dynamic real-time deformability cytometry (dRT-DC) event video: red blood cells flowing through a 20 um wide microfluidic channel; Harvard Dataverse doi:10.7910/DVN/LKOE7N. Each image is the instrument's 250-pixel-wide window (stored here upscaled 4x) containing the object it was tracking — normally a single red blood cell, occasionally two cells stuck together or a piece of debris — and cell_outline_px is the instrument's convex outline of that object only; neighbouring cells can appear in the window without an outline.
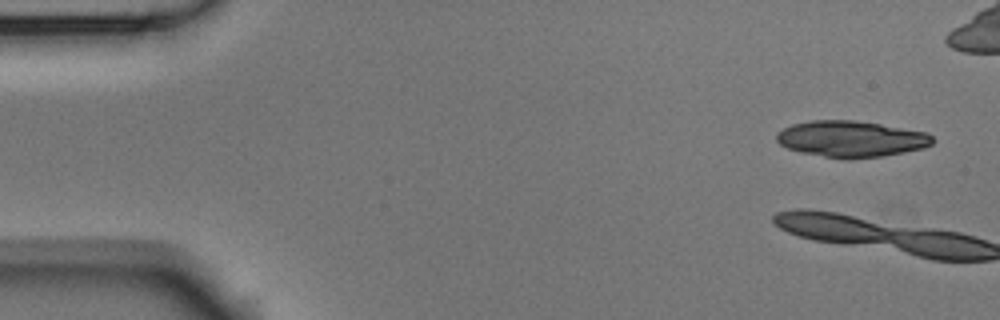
{"species": "Egyptian fruit bat (a non-hibernating species)", "species_latin": "Rousettus aegyptiacus", "temperature_condition": "room temperature", "stored_images_in_passage": 4, "camera_frame_rate_fps": 3000, "um_per_image_px": 0.085, "animal": {"sex": "male"}, "frame": {"image": 1, "passage_image": 1, "time_ms": 0.0, "image_size_px": [1000, 320], "cell_outline_px": [[936, 140], [932, 144], [924, 148], [904, 152], [880, 156], [824, 156], [800, 152], [788, 148], [780, 144], [776, 140], [776, 132], [792, 124], [812, 120], [852, 120], [880, 124], [928, 132]], "centroid_in_image_um": [72.36, 11.77], "position_along_channel_um": 12.6, "area_um2": 32.25}}